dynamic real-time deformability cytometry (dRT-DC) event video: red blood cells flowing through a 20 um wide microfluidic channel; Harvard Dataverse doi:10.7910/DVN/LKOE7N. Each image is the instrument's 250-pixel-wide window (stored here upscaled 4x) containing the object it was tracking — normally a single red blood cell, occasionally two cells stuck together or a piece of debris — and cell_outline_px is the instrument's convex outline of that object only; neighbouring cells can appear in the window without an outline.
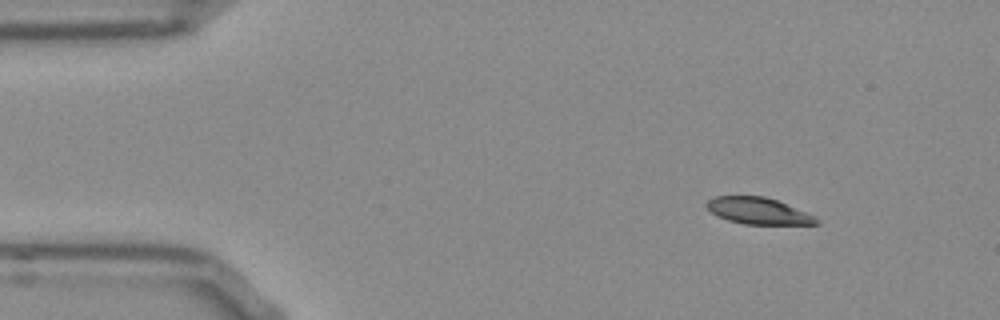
{"species": "Egyptian fruit bat (a non-hibernating species)", "species_latin": "Rousettus aegyptiacus", "temperature_condition": "room temperature", "stored_images_in_passage": 47, "camera_frame_rate_fps": 3000, "um_per_image_px": 0.085, "frame": {"image": 1, "passage_image": 1, "time_ms": 0.0, "image_size_px": [1000, 320], "cell_outline_px": [[820, 224], [744, 224], [728, 220], [716, 216], [704, 204], [708, 200], [716, 196], [764, 196], [776, 200], [816, 216], [820, 220]], "centroid_in_image_um": [64.45, 17.93], "position_along_channel_um": 20.5, "area_um2": 16.94}}
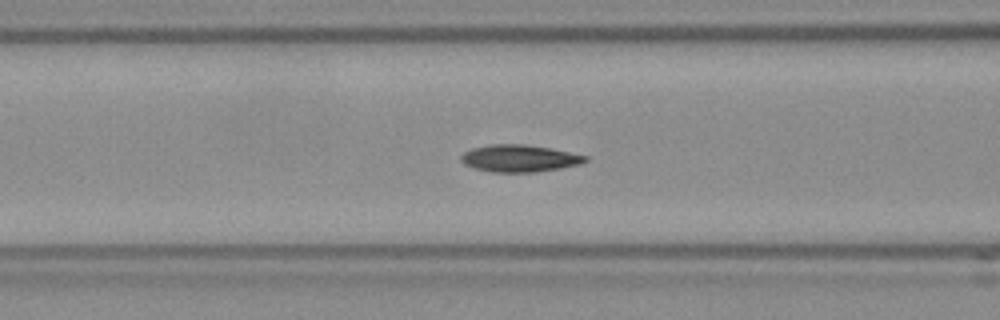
{"frame": {"image": 2, "passage_image": 15, "time_ms": 4.667, "image_size_px": [1000, 320], "cell_outline_px": [[588, 160], [580, 164], [560, 168], [536, 172], [492, 172], [472, 168], [464, 164], [460, 160], [460, 156], [464, 152], [472, 148], [492, 144], [524, 144], [548, 148], [588, 156]], "centroid_in_image_um": [44.11, 13.46], "position_along_channel_um": 122.5, "area_um2": 19.59}}
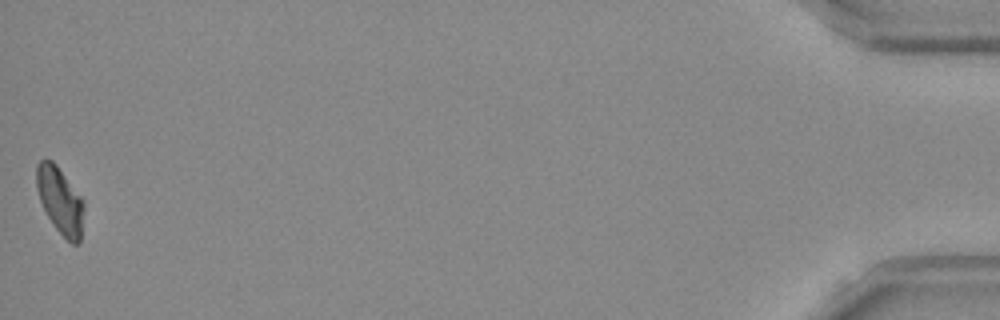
{"frame": {"image": 3, "passage_image": 47, "time_ms": 15.333, "image_size_px": [1000, 320], "cell_outline_px": [[84, 208], [80, 240], [76, 244], [72, 244], [56, 228], [48, 216], [40, 200], [36, 188], [36, 164], [40, 160], [52, 160], [56, 164], [84, 200]], "centroid_in_image_um": [5.11, 17.01], "position_along_channel_um": 430.1, "area_um2": 18.21}, "authors_computed_cell_mechanics": {"area_um2": 18.9006, "velocity_mm_per_s": 3.8397, "shape_relaxation_time_tau1_ms": 7.059, "shape_relaxation_time_tau2_ms": 3.303, "deformation_change_tau1": 0.1883, "deformation_change_tau2": 0.0635}}